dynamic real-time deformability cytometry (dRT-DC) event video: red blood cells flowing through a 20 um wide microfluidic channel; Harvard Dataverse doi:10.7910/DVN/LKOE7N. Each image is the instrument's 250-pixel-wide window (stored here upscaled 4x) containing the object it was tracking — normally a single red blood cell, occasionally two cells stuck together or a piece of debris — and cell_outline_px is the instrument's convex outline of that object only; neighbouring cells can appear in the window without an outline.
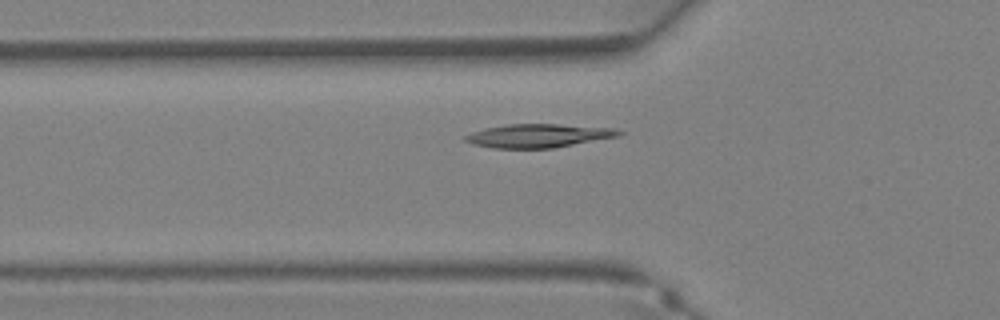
{"species": "Egyptian fruit bat (a non-hibernating species)", "species_latin": "Rousettus aegyptiacus", "temperature_condition": "warm", "stored_images_in_passage": 29, "camera_frame_rate_fps": 3000, "um_per_image_px": 0.085, "animal": {"sex": "female"}, "frame": {"image": 1, "passage_image": 8, "time_ms": 2.333, "image_size_px": [1000, 320], "cell_outline_px": [[624, 132], [620, 136], [552, 148], [492, 148], [472, 144], [464, 140], [464, 136], [472, 132], [484, 128], [508, 124], [560, 124], [616, 128]], "centroid_in_image_um": [45.77, 11.53], "position_along_channel_um": 80.0, "area_um2": 21.15}}
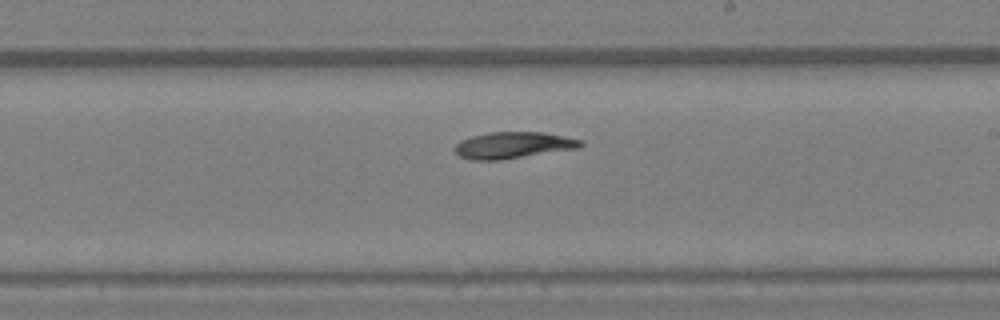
{"frame": {"image": 2, "passage_image": 17, "time_ms": 5.333, "image_size_px": [1000, 320], "cell_outline_px": [[584, 144], [580, 148], [500, 160], [472, 160], [460, 156], [456, 152], [456, 144], [460, 140], [472, 136], [488, 132], [544, 132], [584, 140]], "centroid_in_image_um": [43.67, 12.33], "position_along_channel_um": 245.3, "area_um2": 19.48}}
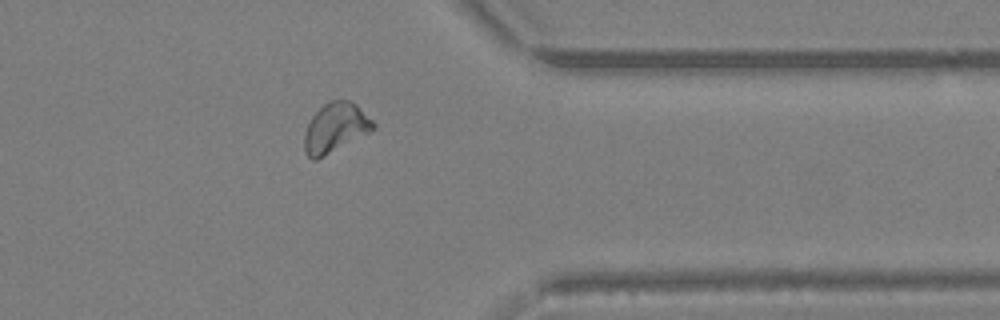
{"frame": {"image": 3, "passage_image": 25, "time_ms": 8.0, "image_size_px": [1000, 320], "cell_outline_px": [[376, 128], [324, 156], [316, 160], [312, 160], [304, 152], [304, 132], [312, 116], [324, 104], [332, 100], [348, 100], [356, 104], [376, 124]], "centroid_in_image_um": [28.49, 10.86], "position_along_channel_um": 382.9, "area_um2": 19.59}}